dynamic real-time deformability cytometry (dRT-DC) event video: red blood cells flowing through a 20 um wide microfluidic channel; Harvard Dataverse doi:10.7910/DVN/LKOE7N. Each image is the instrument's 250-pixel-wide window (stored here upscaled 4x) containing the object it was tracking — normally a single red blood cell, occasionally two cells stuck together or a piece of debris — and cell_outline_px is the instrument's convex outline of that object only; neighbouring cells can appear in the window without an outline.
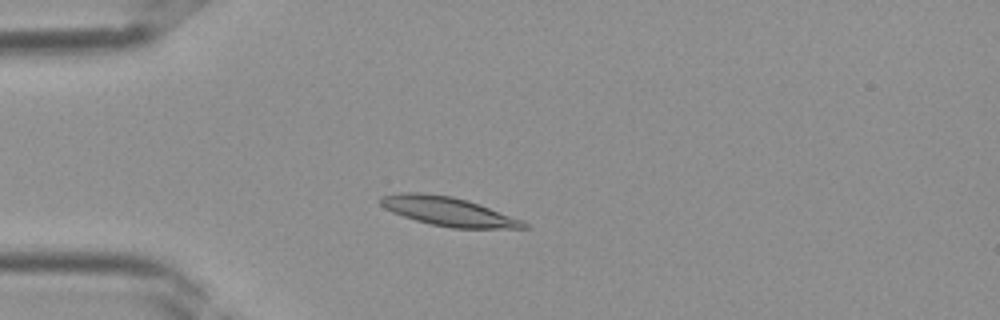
{"species": "Egyptian fruit bat (a non-hibernating species)", "species_latin": "Rousettus aegyptiacus", "temperature_condition": "room temperature", "stored_images_in_passage": 36, "camera_frame_rate_fps": 3000, "um_per_image_px": 0.085, "frame": {"image": 1, "passage_image": 8, "time_ms": 2.333, "image_size_px": [1000, 320], "cell_outline_px": [[532, 228], [452, 228], [432, 224], [416, 220], [392, 212], [384, 208], [380, 204], [380, 196], [400, 192], [420, 192], [452, 196], [468, 200], [480, 204], [524, 220]], "centroid_in_image_um": [38.13, 17.96], "position_along_channel_um": 46.9, "area_um2": 24.28}}
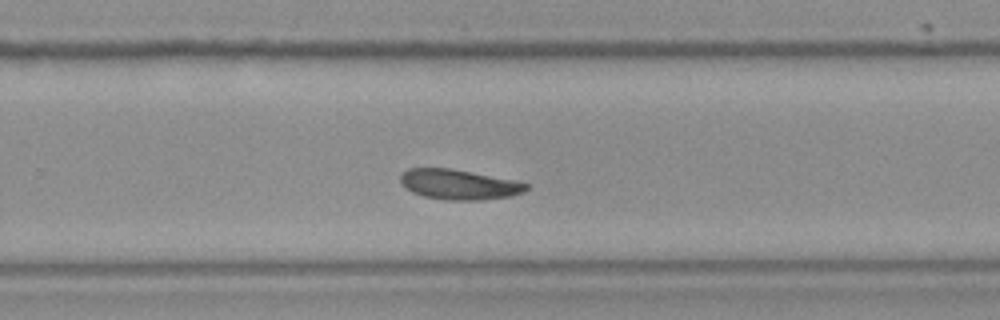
{"frame": {"image": 2, "passage_image": 23, "time_ms": 7.333, "image_size_px": [1000, 320], "cell_outline_px": [[532, 188], [524, 192], [512, 196], [480, 200], [448, 200], [424, 196], [412, 192], [400, 180], [400, 176], [408, 168], [452, 168], [516, 180], [528, 184]], "centroid_in_image_um": [39.09, 15.67], "position_along_channel_um": 290.7, "area_um2": 22.14}}
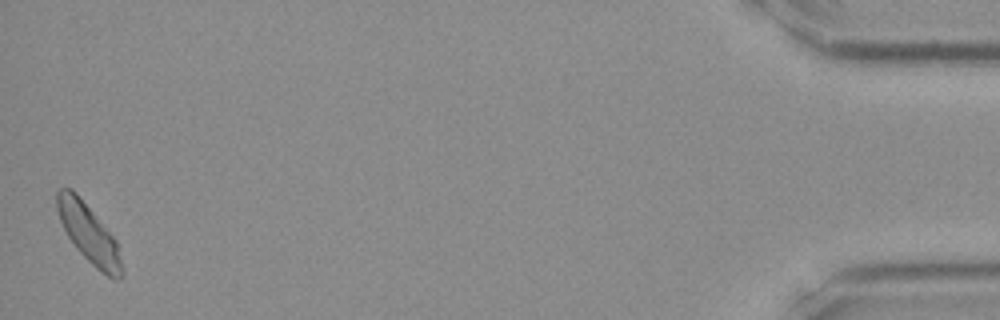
{"frame": {"image": 3, "passage_image": 36, "time_ms": 11.667, "image_size_px": [1000, 320], "cell_outline_px": [[124, 272], [116, 280], [112, 280], [100, 272], [76, 248], [68, 236], [60, 220], [56, 208], [56, 192], [60, 188], [72, 188], [76, 192], [116, 240]], "centroid_in_image_um": [7.54, 19.86], "position_along_channel_um": 427.7, "area_um2": 21.91}}